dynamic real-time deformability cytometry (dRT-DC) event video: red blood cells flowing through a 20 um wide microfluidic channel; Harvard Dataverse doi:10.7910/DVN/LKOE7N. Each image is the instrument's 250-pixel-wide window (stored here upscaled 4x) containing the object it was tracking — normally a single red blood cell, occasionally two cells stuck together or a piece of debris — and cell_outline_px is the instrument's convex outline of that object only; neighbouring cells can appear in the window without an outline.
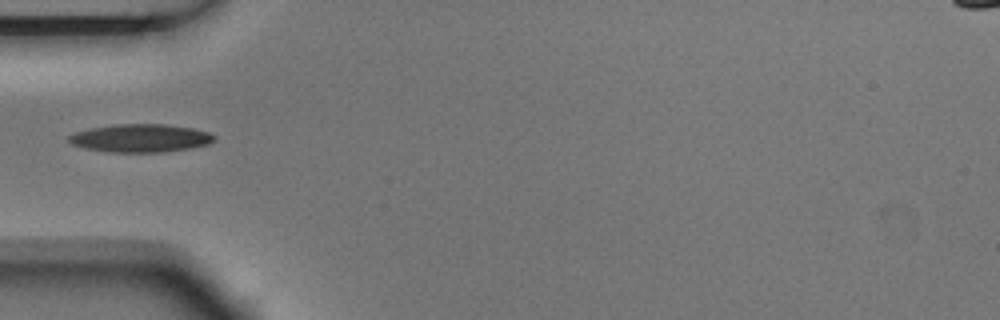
{"species": "Egyptian fruit bat (a non-hibernating species)", "species_latin": "Rousettus aegyptiacus", "temperature_condition": "room temperature", "stored_images_in_passage": 1, "camera_frame_rate_fps": 3000, "um_per_image_px": 0.085, "animal": {"sex": "male"}, "frame": {"image": 1, "passage_image": 1, "time_ms": 0.0, "image_size_px": [1000, 320], "cell_outline_px": [[216, 140], [208, 144], [188, 148], [160, 152], [112, 152], [88, 148], [72, 144], [68, 140], [68, 136], [76, 132], [92, 128], [116, 124], [168, 124], [192, 128], [208, 132], [216, 136]], "centroid_in_image_um": [11.98, 11.73], "position_along_channel_um": 73.0, "area_um2": 23.52}}